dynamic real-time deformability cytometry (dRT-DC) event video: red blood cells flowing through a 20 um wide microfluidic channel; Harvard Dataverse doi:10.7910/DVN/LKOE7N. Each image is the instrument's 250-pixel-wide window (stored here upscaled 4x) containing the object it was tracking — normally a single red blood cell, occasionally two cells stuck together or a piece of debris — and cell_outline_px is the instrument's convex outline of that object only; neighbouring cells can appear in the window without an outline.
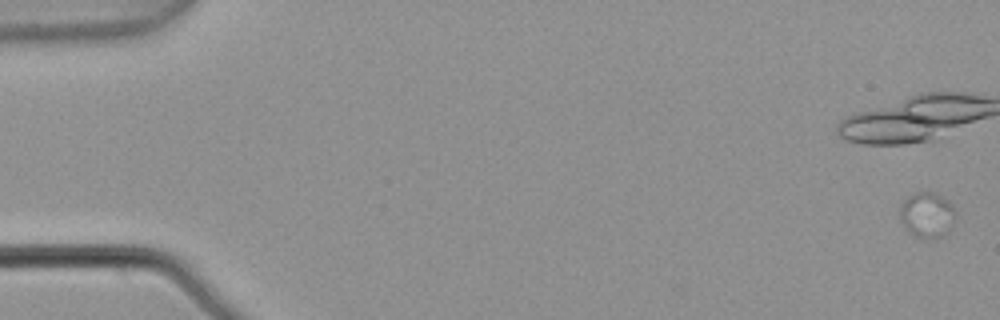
{"species": "common noctule bat (a hibernating species)", "species_latin": "Nyctalus noctula", "temperature_condition": "warm", "stored_images_in_passage": 3, "camera_frame_rate_fps": 3000, "um_per_image_px": 0.085, "animal": {"sex": "male", "body_mass_g": 21.5, "forearm_length_mm": 52.0}, "frame": {"image": 1, "passage_image": 1, "time_ms": 0.0, "image_size_px": [1000, 320], "cell_outline_px": [[956, 216], [944, 232], [940, 236], [916, 236], [904, 224], [900, 216], [900, 204], [908, 196], [916, 192], [932, 192], [948, 200], [952, 204], [956, 212]], "centroid_in_image_um": [78.79, 18.18], "position_along_channel_um": 6.2, "area_um2": 13.93}}